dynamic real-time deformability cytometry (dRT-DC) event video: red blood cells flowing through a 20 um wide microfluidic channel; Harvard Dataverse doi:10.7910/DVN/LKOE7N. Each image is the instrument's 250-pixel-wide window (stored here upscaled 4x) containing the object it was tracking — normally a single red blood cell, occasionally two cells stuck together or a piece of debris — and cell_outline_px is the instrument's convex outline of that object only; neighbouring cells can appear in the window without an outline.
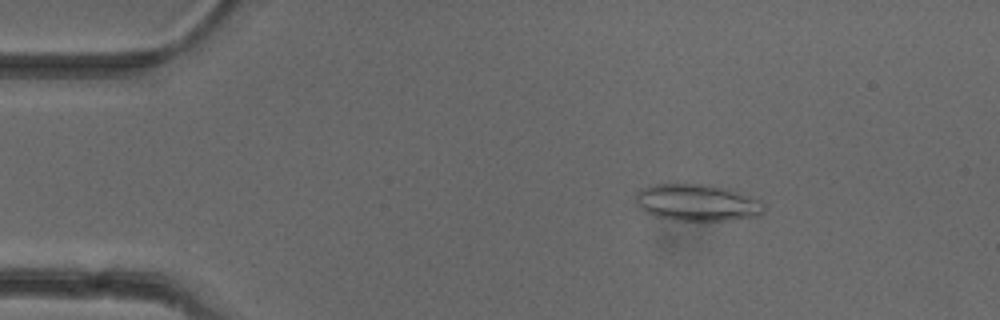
{"species": "common noctule bat (a hibernating species)", "species_latin": "Nyctalus noctula", "temperature_condition": "cold", "stored_images_in_passage": 51, "camera_frame_rate_fps": 3000, "um_per_image_px": 0.085, "animal": {"sex": "female"}, "frame": {"image": 1, "passage_image": 8, "time_ms": 2.333, "image_size_px": [1000, 320], "cell_outline_px": [[764, 212], [760, 216], [728, 220], [672, 220], [656, 216], [644, 212], [640, 208], [636, 200], [636, 192], [644, 188], [656, 184], [712, 184], [728, 188], [760, 200], [764, 204]], "centroid_in_image_um": [59.29, 17.22], "position_along_channel_um": 25.7, "area_um2": 27.57}}
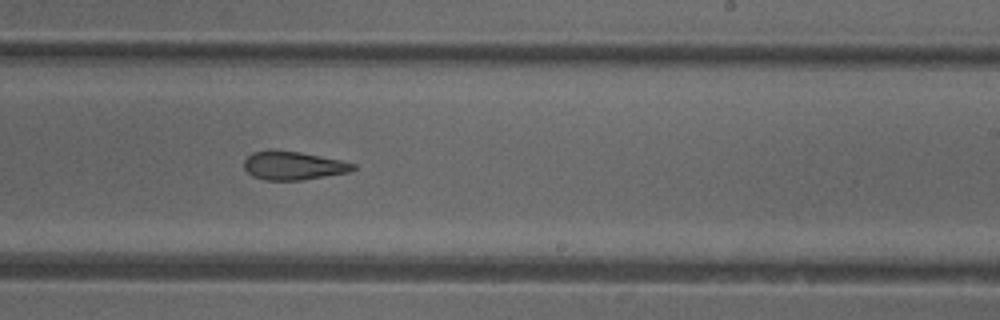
{"frame": {"image": 2, "passage_image": 31, "time_ms": 10.0, "image_size_px": [1000, 320], "cell_outline_px": [[356, 168], [348, 172], [300, 180], [264, 180], [252, 176], [244, 168], [244, 160], [252, 152], [300, 152], [340, 160], [356, 164]], "centroid_in_image_um": [24.93, 14.1], "position_along_channel_um": 264.1, "area_um2": 17.51}}
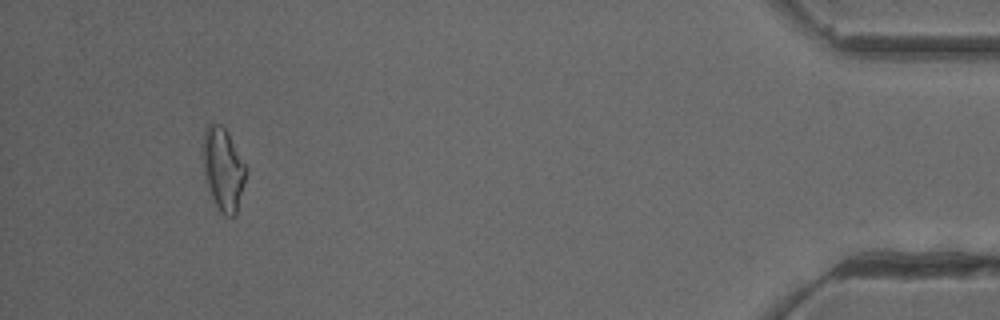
{"frame": {"image": 3, "passage_image": 48, "time_ms": 15.667, "image_size_px": [1000, 320], "cell_outline_px": [[248, 168], [236, 216], [224, 216], [220, 212], [212, 196], [208, 184], [204, 168], [204, 132], [208, 124], [220, 124], [228, 132]], "centroid_in_image_um": [19.02, 14.39], "position_along_channel_um": 416.2, "area_um2": 20.4}, "authors_computed_cell_mechanics": {"area_um2": 19.7098, "velocity_mm_per_s": 3.9728, "shape_relaxation_time_tau1_ms": null, "shape_relaxation_time_tau2_ms": 4.0515, "deformation_change_tau1": null, "deformation_change_tau2": 0.1404}}